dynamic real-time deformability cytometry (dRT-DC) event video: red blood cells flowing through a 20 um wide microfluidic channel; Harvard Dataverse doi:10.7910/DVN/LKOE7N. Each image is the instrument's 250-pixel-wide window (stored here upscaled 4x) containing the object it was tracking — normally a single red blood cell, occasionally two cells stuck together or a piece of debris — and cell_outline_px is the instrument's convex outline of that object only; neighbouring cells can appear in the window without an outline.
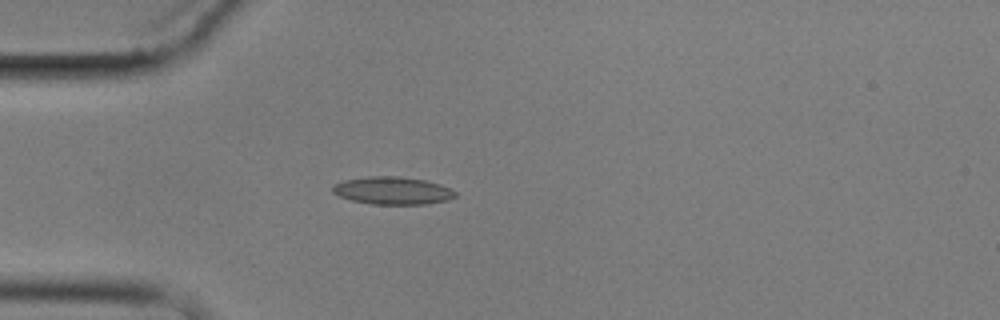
{"species": "common noctule bat (a hibernating species)", "species_latin": "Nyctalus noctula", "temperature_condition": "cold", "stored_images_in_passage": 6, "camera_frame_rate_fps": 3000, "um_per_image_px": 0.085, "animal": {"sex": "male", "body_mass_g": 17.9}, "frame": {"image": 1, "passage_image": 5, "time_ms": 6.0, "image_size_px": [1000, 320], "cell_outline_px": [[456, 196], [448, 200], [424, 204], [372, 204], [352, 200], [340, 196], [332, 192], [332, 188], [336, 184], [344, 180], [368, 176], [400, 176], [424, 180], [440, 184], [452, 188], [456, 192]], "centroid_in_image_um": [33.4, 16.2], "position_along_channel_um": 51.6, "area_um2": 19.71}}